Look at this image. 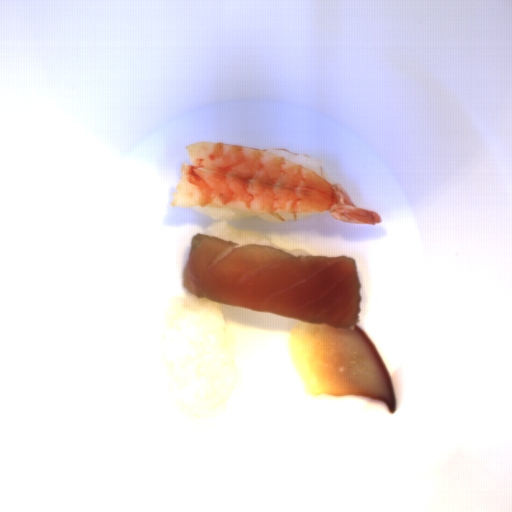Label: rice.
I'll return each instance as SVG.
<instances>
[{
  "label": "rice",
  "instance_id": "rice-1",
  "mask_svg": "<svg viewBox=\"0 0 512 512\" xmlns=\"http://www.w3.org/2000/svg\"><path fill=\"white\" fill-rule=\"evenodd\" d=\"M222 305V315L224 320L235 324L250 326L253 328L288 332L302 323L288 316L276 313L267 311H251L244 307L223 303Z\"/></svg>",
  "mask_w": 512,
  "mask_h": 512
},
{
  "label": "rice",
  "instance_id": "rice-2",
  "mask_svg": "<svg viewBox=\"0 0 512 512\" xmlns=\"http://www.w3.org/2000/svg\"><path fill=\"white\" fill-rule=\"evenodd\" d=\"M208 235L219 237L222 239L230 240L240 244H252V245H267L282 249L297 256H312L313 254L307 253L299 248H287L280 246L270 241L264 235L258 231L238 230L235 225L226 224L224 222H216L211 227L206 228L204 232Z\"/></svg>",
  "mask_w": 512,
  "mask_h": 512
},
{
  "label": "rice",
  "instance_id": "rice-3",
  "mask_svg": "<svg viewBox=\"0 0 512 512\" xmlns=\"http://www.w3.org/2000/svg\"><path fill=\"white\" fill-rule=\"evenodd\" d=\"M265 151L274 153L281 157H284L290 161H293L299 165H302L314 173L318 174L325 180L331 178L324 170L325 161L318 160L315 157L306 155L304 153L292 152L286 148H266Z\"/></svg>",
  "mask_w": 512,
  "mask_h": 512
},
{
  "label": "rice",
  "instance_id": "rice-4",
  "mask_svg": "<svg viewBox=\"0 0 512 512\" xmlns=\"http://www.w3.org/2000/svg\"><path fill=\"white\" fill-rule=\"evenodd\" d=\"M209 217H213L222 221H241L245 217L259 216L264 221H267L264 212H240L239 210H207L204 212Z\"/></svg>",
  "mask_w": 512,
  "mask_h": 512
},
{
  "label": "rice",
  "instance_id": "rice-5",
  "mask_svg": "<svg viewBox=\"0 0 512 512\" xmlns=\"http://www.w3.org/2000/svg\"><path fill=\"white\" fill-rule=\"evenodd\" d=\"M190 251H191V241L189 242V245H188V247L186 248V250L184 251L183 256H182V262H181V274H182L183 270H184V269H185V267H186V264H187L188 258H189V256H190Z\"/></svg>",
  "mask_w": 512,
  "mask_h": 512
}]
</instances>
